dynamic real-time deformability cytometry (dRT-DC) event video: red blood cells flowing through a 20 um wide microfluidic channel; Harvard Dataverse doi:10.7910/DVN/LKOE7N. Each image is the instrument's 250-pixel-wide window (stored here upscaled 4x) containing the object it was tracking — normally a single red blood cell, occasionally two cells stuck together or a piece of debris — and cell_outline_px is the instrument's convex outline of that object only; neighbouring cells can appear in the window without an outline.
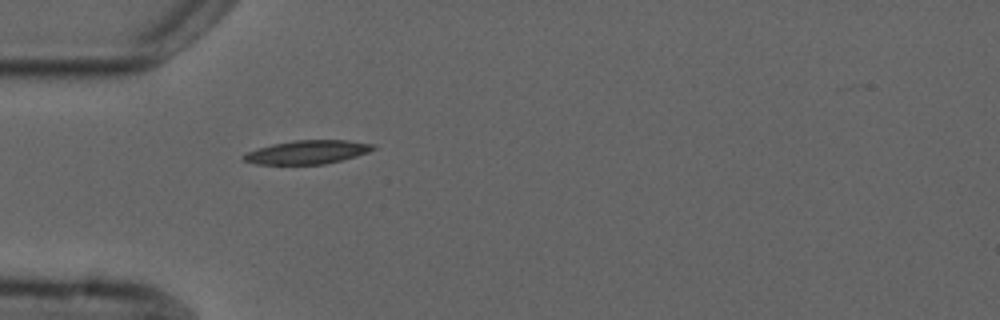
{"species": "common noctule bat (a hibernating species)", "species_latin": "Nyctalus noctula", "temperature_condition": "cold", "stored_images_in_passage": 1, "camera_frame_rate_fps": 3000, "um_per_image_px": 0.085, "animal": {"sex": "male", "forearm_length_mm": 52.5}, "frame": {"image": 1, "passage_image": 1, "time_ms": 0.0, "image_size_px": [1000, 320], "cell_outline_px": [[376, 148], [368, 152], [356, 156], [324, 164], [256, 164], [244, 160], [240, 156], [248, 152], [272, 144], [296, 140], [344, 140], [372, 144]], "centroid_in_image_um": [26.11, 12.93], "position_along_channel_um": 58.9, "area_um2": 17.51}}